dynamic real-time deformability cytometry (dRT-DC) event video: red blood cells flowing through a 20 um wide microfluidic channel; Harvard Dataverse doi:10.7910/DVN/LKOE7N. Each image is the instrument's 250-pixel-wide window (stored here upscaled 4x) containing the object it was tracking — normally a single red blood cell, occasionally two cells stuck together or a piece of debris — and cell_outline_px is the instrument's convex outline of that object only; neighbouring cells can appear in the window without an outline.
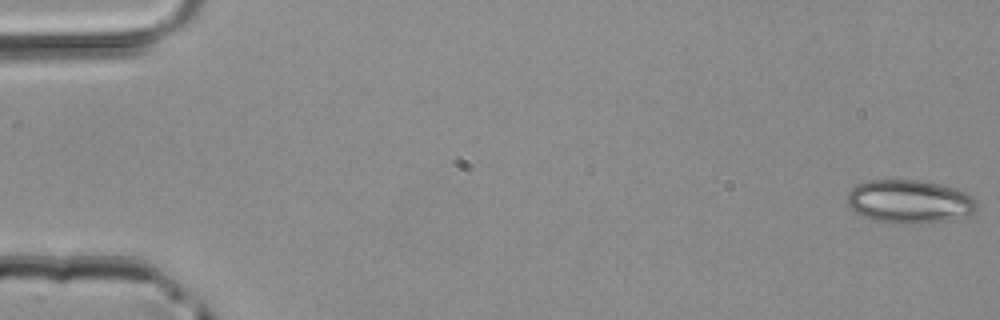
{"species": "common noctule bat (a hibernating species)", "species_latin": "Nyctalus noctula", "temperature_condition": "room temperature", "stored_images_in_passage": 49, "camera_frame_rate_fps": 3000, "um_per_image_px": 0.085, "animal": {"sex": "male", "body_mass_g": 20.4}, "frame": {"image": 1, "passage_image": 1, "time_ms": 0.0, "image_size_px": [1000, 320], "cell_outline_px": [[980, 208], [968, 216], [948, 220], [920, 224], [904, 224], [876, 220], [864, 216], [856, 212], [848, 204], [848, 192], [856, 184], [868, 180], [920, 180], [940, 184], [956, 188], [980, 200]], "centroid_in_image_um": [77.4, 17.13], "position_along_channel_um": 7.6, "area_um2": 33.18}}
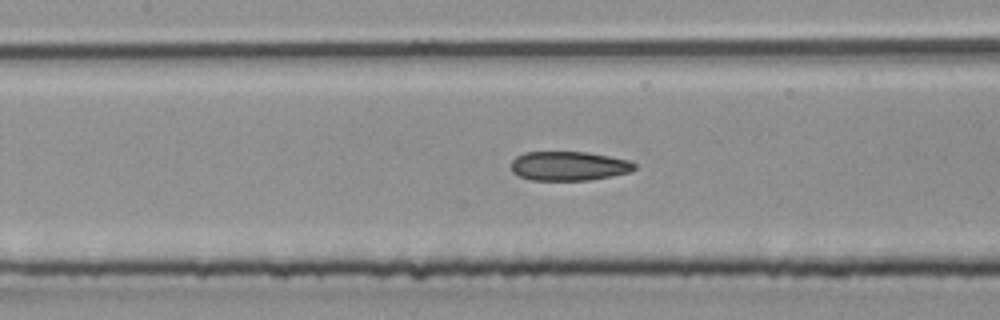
{"frame": {"image": 2, "passage_image": 23, "time_ms": 7.333, "image_size_px": [1000, 320], "cell_outline_px": [[636, 168], [632, 172], [588, 180], [532, 180], [520, 176], [512, 172], [512, 160], [516, 156], [524, 152], [588, 152], [628, 160], [636, 164]], "centroid_in_image_um": [48.35, 14.1], "position_along_channel_um": 159.0, "area_um2": 20.98}}
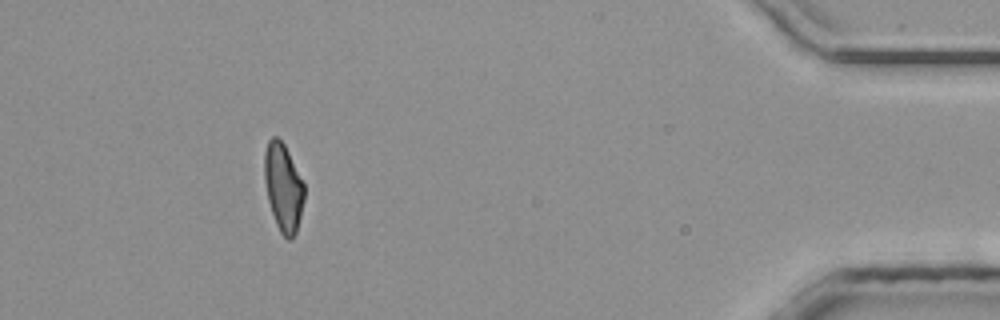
{"frame": {"image": 3, "passage_image": 45, "time_ms": 14.667, "image_size_px": [1000, 320], "cell_outline_px": [[304, 200], [296, 232], [292, 240], [288, 240], [280, 232], [276, 224], [268, 200], [264, 180], [264, 152], [268, 140], [272, 136], [276, 136], [284, 144], [304, 184]], "centroid_in_image_um": [24.06, 15.93], "position_along_channel_um": 411.1, "area_um2": 20.29}}